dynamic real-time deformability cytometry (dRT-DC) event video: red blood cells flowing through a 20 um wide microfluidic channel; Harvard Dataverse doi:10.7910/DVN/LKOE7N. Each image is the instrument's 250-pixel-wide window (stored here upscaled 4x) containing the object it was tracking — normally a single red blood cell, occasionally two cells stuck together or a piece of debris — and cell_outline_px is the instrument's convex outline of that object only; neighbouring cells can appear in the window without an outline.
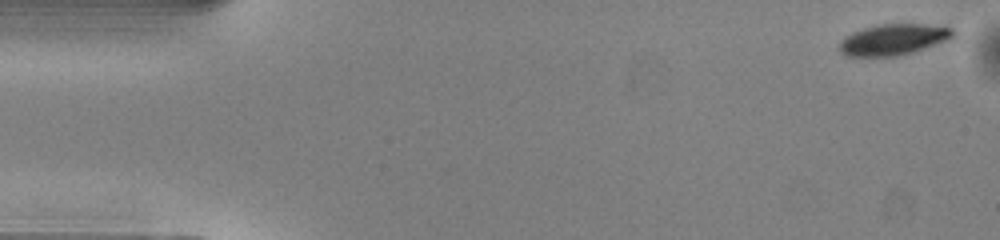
{"species": "common noctule bat (a hibernating species)", "species_latin": "Nyctalus noctula", "temperature_condition": "warm", "stored_images_in_passage": 45, "camera_frame_rate_fps": 3000, "um_per_image_px": 0.085, "animal": {"sex": "male", "body_mass_g": 13.0, "forearm_length_mm": 53.1}, "frame": {"image": 1, "passage_image": 1, "time_ms": 0.0, "image_size_px": [1000, 240], "cell_outline_px": [[956, 36], [924, 48], [912, 52], [896, 56], [848, 56], [840, 52], [840, 40], [844, 36], [852, 32], [864, 28], [880, 24], [924, 24], [952, 28]], "centroid_in_image_um": [75.91, 3.35], "position_along_channel_um": 9.1, "area_um2": 20.35}}
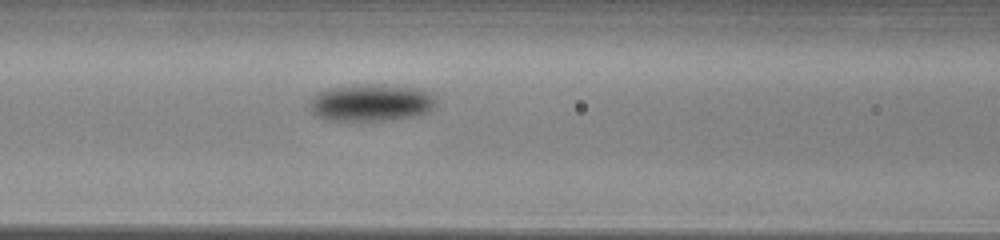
{"frame": {"image": 2, "passage_image": 20, "time_ms": 6.333, "image_size_px": [1000, 240], "cell_outline_px": [[436, 104], [428, 112], [416, 116], [388, 120], [328, 120], [316, 116], [308, 104], [320, 92], [328, 88], [352, 84], [384, 84], [416, 88], [432, 92], [436, 100]], "centroid_in_image_um": [31.59, 8.71], "position_along_channel_um": 135.0, "area_um2": 27.51}}
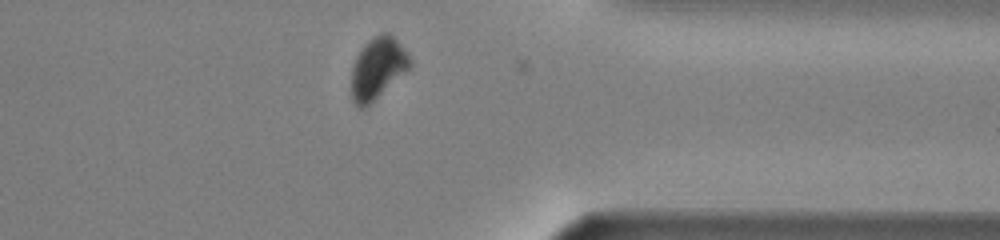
{"frame": {"image": 3, "passage_image": 39, "time_ms": 12.667, "image_size_px": [1000, 240], "cell_outline_px": [[412, 64], [408, 68], [364, 108], [356, 108], [352, 100], [352, 68], [356, 56], [360, 48], [372, 36], [380, 32], [388, 32], [404, 48], [412, 60]], "centroid_in_image_um": [32.07, 5.75], "position_along_channel_um": 379.3, "area_um2": 20.63}, "authors_computed_cell_mechanics": {"area_um2": 24.0448, "velocity_mm_per_s": 4.033, "shape_relaxation_time_tau1_ms": 2.0906, "shape_relaxation_time_tau2_ms": null, "deformation_change_tau1": 0.0916, "deformation_change_tau2": null}}